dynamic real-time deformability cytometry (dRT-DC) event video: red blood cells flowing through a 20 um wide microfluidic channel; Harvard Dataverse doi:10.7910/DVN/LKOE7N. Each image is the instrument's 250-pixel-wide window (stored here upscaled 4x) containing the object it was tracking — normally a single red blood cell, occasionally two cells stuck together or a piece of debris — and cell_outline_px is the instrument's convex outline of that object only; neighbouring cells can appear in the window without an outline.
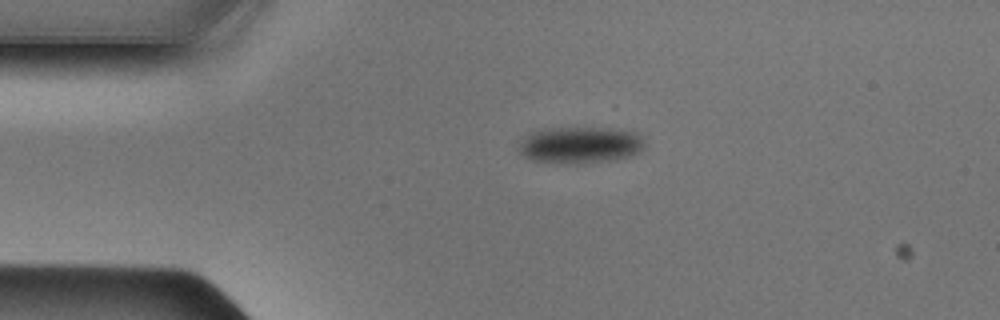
{"species": "Egyptian fruit bat (a non-hibernating species)", "species_latin": "Rousettus aegyptiacus", "temperature_condition": "cold", "stored_images_in_passage": 10, "camera_frame_rate_fps": 3000, "um_per_image_px": 0.085, "animal": {"sex": "male"}, "frame": {"image": 1, "passage_image": 1, "time_ms": 0.0, "image_size_px": [1000, 320], "cell_outline_px": [[644, 148], [640, 152], [628, 156], [612, 160], [576, 164], [532, 160], [524, 156], [516, 148], [532, 132], [548, 128], [620, 128], [640, 132], [644, 144]], "centroid_in_image_um": [49.38, 12.31], "position_along_channel_um": 35.6, "area_um2": 26.93}}
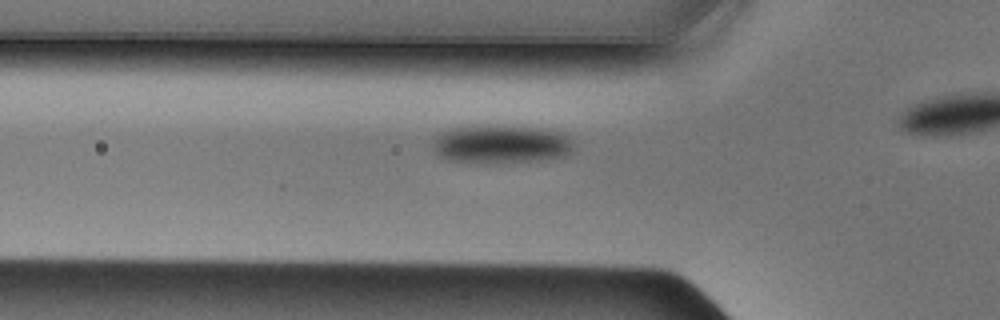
{"frame": {"image": 2, "passage_image": 5, "time_ms": 1.333, "image_size_px": [1000, 320], "cell_outline_px": [[572, 152], [564, 156], [540, 160], [456, 160], [440, 156], [436, 152], [432, 144], [432, 140], [444, 132], [452, 128], [484, 124], [504, 124], [544, 128], [560, 132], [568, 136], [572, 140]], "centroid_in_image_um": [42.66, 12.17], "position_along_channel_um": 83.1, "area_um2": 30.87}}
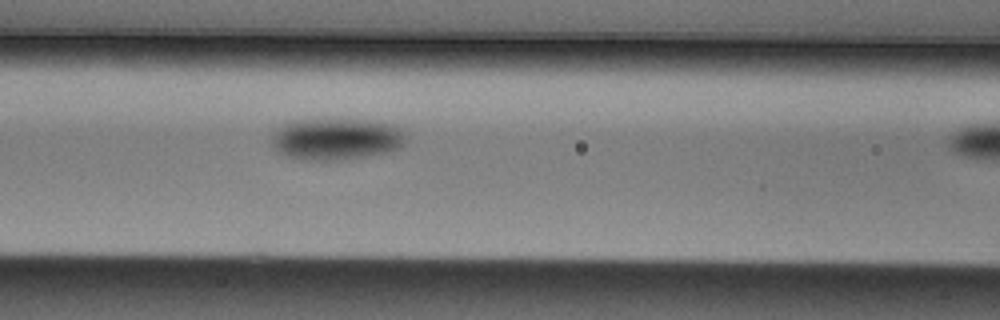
{"frame": {"image": 3, "passage_image": 9, "time_ms": 2.667, "image_size_px": [1000, 320], "cell_outline_px": [[404, 140], [400, 148], [388, 152], [364, 156], [324, 160], [308, 160], [288, 156], [280, 152], [272, 144], [272, 140], [276, 132], [284, 124], [296, 120], [368, 120], [392, 124], [400, 128], [404, 136]], "centroid_in_image_um": [28.61, 11.81], "position_along_channel_um": 138.0, "area_um2": 31.73}}